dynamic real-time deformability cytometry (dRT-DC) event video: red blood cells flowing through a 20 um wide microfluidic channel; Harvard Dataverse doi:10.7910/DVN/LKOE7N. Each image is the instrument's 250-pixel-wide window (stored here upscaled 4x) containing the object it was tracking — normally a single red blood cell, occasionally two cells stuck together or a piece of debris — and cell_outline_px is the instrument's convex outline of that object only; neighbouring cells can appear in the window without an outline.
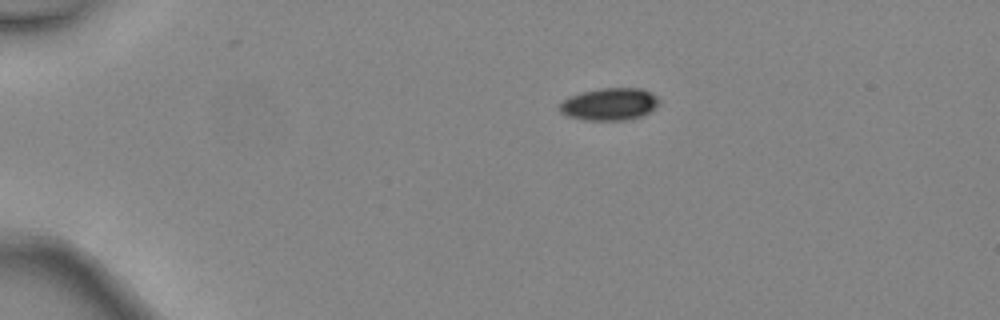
{"species": "common noctule bat (a hibernating species)", "species_latin": "Nyctalus noctula", "temperature_condition": "warm", "stored_images_in_passage": 37, "camera_frame_rate_fps": 3000, "um_per_image_px": 0.085, "animal": {"sex": "female", "body_mass_g": 24.6, "forearm_length_mm": 56.2}, "frame": {"image": 1, "passage_image": 1, "time_ms": 0.0, "image_size_px": [1000, 320], "cell_outline_px": [[660, 104], [656, 108], [640, 116], [624, 120], [584, 120], [568, 116], [560, 112], [560, 104], [568, 96], [580, 92], [600, 88], [640, 88], [656, 96], [660, 100]], "centroid_in_image_um": [51.8, 8.85], "position_along_channel_um": 33.2, "area_um2": 18.73}}
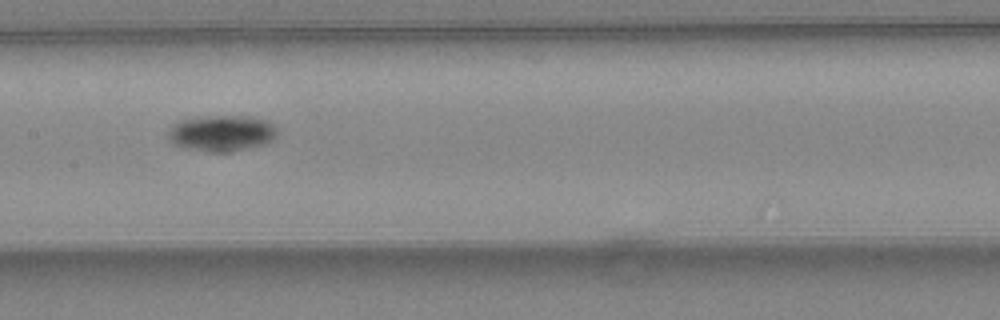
{"frame": {"image": 2, "passage_image": 16, "time_ms": 5.0, "image_size_px": [1000, 320], "cell_outline_px": [[276, 136], [272, 140], [264, 144], [228, 152], [204, 152], [180, 148], [172, 144], [168, 140], [168, 128], [172, 124], [180, 120], [192, 116], [256, 116], [268, 120], [276, 124]], "centroid_in_image_um": [18.79, 11.31], "position_along_channel_um": 188.6, "area_um2": 23.76}}
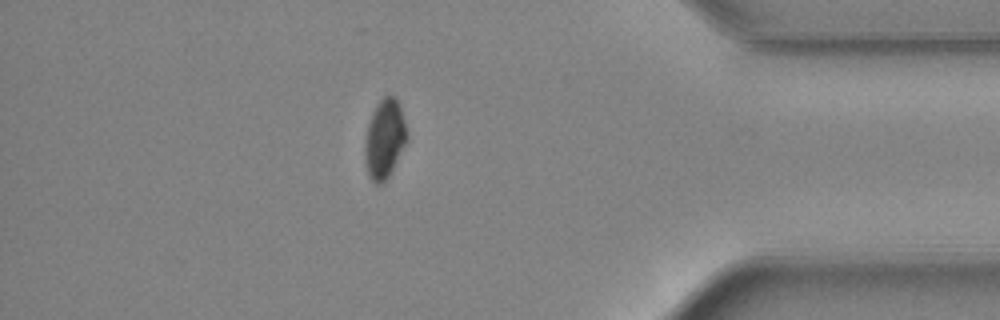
{"frame": {"image": 3, "passage_image": 32, "time_ms": 10.333, "image_size_px": [1000, 320], "cell_outline_px": [[408, 140], [388, 176], [380, 184], [376, 184], [368, 176], [364, 164], [364, 144], [368, 124], [372, 112], [376, 104], [384, 96], [392, 96], [396, 100], [400, 108], [408, 132]], "centroid_in_image_um": [32.67, 11.82], "position_along_channel_um": 402.5, "area_um2": 19.36}, "authors_computed_cell_mechanics": {"area_um2": 20.8658, "velocity_mm_per_s": 4.561, "shape_relaxation_time_tau1_ms": 3.2709, "shape_relaxation_time_tau2_ms": null, "deformation_change_tau1": 0.1013, "deformation_change_tau2": null}}